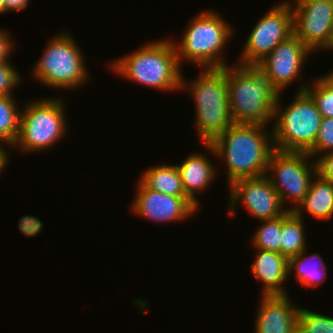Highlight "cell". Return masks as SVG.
<instances>
[{
    "label": "cell",
    "instance_id": "6da1fadb",
    "mask_svg": "<svg viewBox=\"0 0 333 333\" xmlns=\"http://www.w3.org/2000/svg\"><path fill=\"white\" fill-rule=\"evenodd\" d=\"M203 145L211 155L225 160L228 186L240 179L265 176L275 150L272 131L259 124H232L211 144Z\"/></svg>",
    "mask_w": 333,
    "mask_h": 333
},
{
    "label": "cell",
    "instance_id": "7a4b0ae2",
    "mask_svg": "<svg viewBox=\"0 0 333 333\" xmlns=\"http://www.w3.org/2000/svg\"><path fill=\"white\" fill-rule=\"evenodd\" d=\"M148 42L135 51L109 61L114 74L160 91H181L180 66L172 39Z\"/></svg>",
    "mask_w": 333,
    "mask_h": 333
},
{
    "label": "cell",
    "instance_id": "3957f363",
    "mask_svg": "<svg viewBox=\"0 0 333 333\" xmlns=\"http://www.w3.org/2000/svg\"><path fill=\"white\" fill-rule=\"evenodd\" d=\"M226 79L234 124L272 123L279 94L257 66L228 65Z\"/></svg>",
    "mask_w": 333,
    "mask_h": 333
},
{
    "label": "cell",
    "instance_id": "277c9868",
    "mask_svg": "<svg viewBox=\"0 0 333 333\" xmlns=\"http://www.w3.org/2000/svg\"><path fill=\"white\" fill-rule=\"evenodd\" d=\"M189 90L194 100L195 128L202 144H211L227 128L234 124L228 97L226 66L202 68L191 81L181 79V91Z\"/></svg>",
    "mask_w": 333,
    "mask_h": 333
},
{
    "label": "cell",
    "instance_id": "5b68a950",
    "mask_svg": "<svg viewBox=\"0 0 333 333\" xmlns=\"http://www.w3.org/2000/svg\"><path fill=\"white\" fill-rule=\"evenodd\" d=\"M218 13L208 9L196 14L183 31L181 41H173L180 66L185 60L199 68L228 66L223 49L231 41L235 29Z\"/></svg>",
    "mask_w": 333,
    "mask_h": 333
},
{
    "label": "cell",
    "instance_id": "8992f818",
    "mask_svg": "<svg viewBox=\"0 0 333 333\" xmlns=\"http://www.w3.org/2000/svg\"><path fill=\"white\" fill-rule=\"evenodd\" d=\"M307 84L298 86L296 96L287 107L281 105V93L278 95L271 127L276 150L307 152L316 141L323 117L305 91Z\"/></svg>",
    "mask_w": 333,
    "mask_h": 333
},
{
    "label": "cell",
    "instance_id": "52a82bcc",
    "mask_svg": "<svg viewBox=\"0 0 333 333\" xmlns=\"http://www.w3.org/2000/svg\"><path fill=\"white\" fill-rule=\"evenodd\" d=\"M76 41L70 32L54 34L44 47L41 58L33 65L32 79L57 90L72 91L84 86L90 76L85 55Z\"/></svg>",
    "mask_w": 333,
    "mask_h": 333
},
{
    "label": "cell",
    "instance_id": "ba28073f",
    "mask_svg": "<svg viewBox=\"0 0 333 333\" xmlns=\"http://www.w3.org/2000/svg\"><path fill=\"white\" fill-rule=\"evenodd\" d=\"M61 97L42 98L25 103L21 110L20 126L12 149L22 152H40L53 148L65 138L66 110Z\"/></svg>",
    "mask_w": 333,
    "mask_h": 333
},
{
    "label": "cell",
    "instance_id": "9c48e42d",
    "mask_svg": "<svg viewBox=\"0 0 333 333\" xmlns=\"http://www.w3.org/2000/svg\"><path fill=\"white\" fill-rule=\"evenodd\" d=\"M316 174V161L307 152L275 149L265 176L278 192L283 206L286 208V203L290 201L294 206H290L289 211H295L303 202Z\"/></svg>",
    "mask_w": 333,
    "mask_h": 333
},
{
    "label": "cell",
    "instance_id": "30bf717a",
    "mask_svg": "<svg viewBox=\"0 0 333 333\" xmlns=\"http://www.w3.org/2000/svg\"><path fill=\"white\" fill-rule=\"evenodd\" d=\"M294 34L293 9L284 1L270 8L254 25L237 64L256 66L280 42Z\"/></svg>",
    "mask_w": 333,
    "mask_h": 333
},
{
    "label": "cell",
    "instance_id": "8fae6325",
    "mask_svg": "<svg viewBox=\"0 0 333 333\" xmlns=\"http://www.w3.org/2000/svg\"><path fill=\"white\" fill-rule=\"evenodd\" d=\"M228 215H236L238 203L251 213V216L263 220H271L284 215L289 207L282 204L278 192L266 176L240 179L228 187Z\"/></svg>",
    "mask_w": 333,
    "mask_h": 333
},
{
    "label": "cell",
    "instance_id": "7c38bea8",
    "mask_svg": "<svg viewBox=\"0 0 333 333\" xmlns=\"http://www.w3.org/2000/svg\"><path fill=\"white\" fill-rule=\"evenodd\" d=\"M293 9L294 35L312 52L332 50L333 0H318Z\"/></svg>",
    "mask_w": 333,
    "mask_h": 333
},
{
    "label": "cell",
    "instance_id": "4fadbf2b",
    "mask_svg": "<svg viewBox=\"0 0 333 333\" xmlns=\"http://www.w3.org/2000/svg\"><path fill=\"white\" fill-rule=\"evenodd\" d=\"M311 53L313 52L293 34L280 42L256 66L278 94H282L288 85L298 79L303 64Z\"/></svg>",
    "mask_w": 333,
    "mask_h": 333
},
{
    "label": "cell",
    "instance_id": "5bb4252c",
    "mask_svg": "<svg viewBox=\"0 0 333 333\" xmlns=\"http://www.w3.org/2000/svg\"><path fill=\"white\" fill-rule=\"evenodd\" d=\"M136 195L131 203L135 216L155 223H175L191 218L198 207L188 197H176L147 188L139 179Z\"/></svg>",
    "mask_w": 333,
    "mask_h": 333
},
{
    "label": "cell",
    "instance_id": "9a60e30c",
    "mask_svg": "<svg viewBox=\"0 0 333 333\" xmlns=\"http://www.w3.org/2000/svg\"><path fill=\"white\" fill-rule=\"evenodd\" d=\"M253 333H297L299 308L287 295H261Z\"/></svg>",
    "mask_w": 333,
    "mask_h": 333
},
{
    "label": "cell",
    "instance_id": "2e32d148",
    "mask_svg": "<svg viewBox=\"0 0 333 333\" xmlns=\"http://www.w3.org/2000/svg\"><path fill=\"white\" fill-rule=\"evenodd\" d=\"M257 254L250 272L263 285L260 295H287L282 284L288 274V258L278 252L255 249Z\"/></svg>",
    "mask_w": 333,
    "mask_h": 333
},
{
    "label": "cell",
    "instance_id": "e0dca14e",
    "mask_svg": "<svg viewBox=\"0 0 333 333\" xmlns=\"http://www.w3.org/2000/svg\"><path fill=\"white\" fill-rule=\"evenodd\" d=\"M186 196L199 208L197 193L205 192L217 178L214 163L204 153H191L182 163L176 164ZM216 177V178H215Z\"/></svg>",
    "mask_w": 333,
    "mask_h": 333
},
{
    "label": "cell",
    "instance_id": "ac0fdd59",
    "mask_svg": "<svg viewBox=\"0 0 333 333\" xmlns=\"http://www.w3.org/2000/svg\"><path fill=\"white\" fill-rule=\"evenodd\" d=\"M294 212L303 219V213H307L319 220H331L333 217V184L316 174L303 202Z\"/></svg>",
    "mask_w": 333,
    "mask_h": 333
},
{
    "label": "cell",
    "instance_id": "d6986e66",
    "mask_svg": "<svg viewBox=\"0 0 333 333\" xmlns=\"http://www.w3.org/2000/svg\"><path fill=\"white\" fill-rule=\"evenodd\" d=\"M306 251L288 258V274L295 271V278L301 286L315 289L326 281L328 267L320 253L308 255Z\"/></svg>",
    "mask_w": 333,
    "mask_h": 333
},
{
    "label": "cell",
    "instance_id": "ffe728a7",
    "mask_svg": "<svg viewBox=\"0 0 333 333\" xmlns=\"http://www.w3.org/2000/svg\"><path fill=\"white\" fill-rule=\"evenodd\" d=\"M139 180L150 190L176 197H187L176 164H159L146 169Z\"/></svg>",
    "mask_w": 333,
    "mask_h": 333
},
{
    "label": "cell",
    "instance_id": "44dd1931",
    "mask_svg": "<svg viewBox=\"0 0 333 333\" xmlns=\"http://www.w3.org/2000/svg\"><path fill=\"white\" fill-rule=\"evenodd\" d=\"M303 218L294 211L282 215V230L280 238V254L287 258L298 255L307 249Z\"/></svg>",
    "mask_w": 333,
    "mask_h": 333
},
{
    "label": "cell",
    "instance_id": "7402d4cb",
    "mask_svg": "<svg viewBox=\"0 0 333 333\" xmlns=\"http://www.w3.org/2000/svg\"><path fill=\"white\" fill-rule=\"evenodd\" d=\"M22 108L16 104L15 97L0 96V142L12 146L19 132Z\"/></svg>",
    "mask_w": 333,
    "mask_h": 333
},
{
    "label": "cell",
    "instance_id": "603a6c76",
    "mask_svg": "<svg viewBox=\"0 0 333 333\" xmlns=\"http://www.w3.org/2000/svg\"><path fill=\"white\" fill-rule=\"evenodd\" d=\"M306 85L305 91L314 100L323 118L333 117V71Z\"/></svg>",
    "mask_w": 333,
    "mask_h": 333
},
{
    "label": "cell",
    "instance_id": "cb8c5ba5",
    "mask_svg": "<svg viewBox=\"0 0 333 333\" xmlns=\"http://www.w3.org/2000/svg\"><path fill=\"white\" fill-rule=\"evenodd\" d=\"M262 223L252 237V248L280 253L282 216L271 220H263Z\"/></svg>",
    "mask_w": 333,
    "mask_h": 333
},
{
    "label": "cell",
    "instance_id": "d4e9b609",
    "mask_svg": "<svg viewBox=\"0 0 333 333\" xmlns=\"http://www.w3.org/2000/svg\"><path fill=\"white\" fill-rule=\"evenodd\" d=\"M297 333H333V317L300 307Z\"/></svg>",
    "mask_w": 333,
    "mask_h": 333
},
{
    "label": "cell",
    "instance_id": "484cf974",
    "mask_svg": "<svg viewBox=\"0 0 333 333\" xmlns=\"http://www.w3.org/2000/svg\"><path fill=\"white\" fill-rule=\"evenodd\" d=\"M327 152H333V117L322 118L316 141L307 151L314 159Z\"/></svg>",
    "mask_w": 333,
    "mask_h": 333
},
{
    "label": "cell",
    "instance_id": "4316f807",
    "mask_svg": "<svg viewBox=\"0 0 333 333\" xmlns=\"http://www.w3.org/2000/svg\"><path fill=\"white\" fill-rule=\"evenodd\" d=\"M22 74L10 61L0 63V96L14 95V88L22 83Z\"/></svg>",
    "mask_w": 333,
    "mask_h": 333
},
{
    "label": "cell",
    "instance_id": "83f0119b",
    "mask_svg": "<svg viewBox=\"0 0 333 333\" xmlns=\"http://www.w3.org/2000/svg\"><path fill=\"white\" fill-rule=\"evenodd\" d=\"M43 226V222L33 215L22 216L18 222L20 232L29 237L38 235L43 230Z\"/></svg>",
    "mask_w": 333,
    "mask_h": 333
},
{
    "label": "cell",
    "instance_id": "f1b7e54d",
    "mask_svg": "<svg viewBox=\"0 0 333 333\" xmlns=\"http://www.w3.org/2000/svg\"><path fill=\"white\" fill-rule=\"evenodd\" d=\"M317 174L333 184V152H327L316 157Z\"/></svg>",
    "mask_w": 333,
    "mask_h": 333
},
{
    "label": "cell",
    "instance_id": "f546056e",
    "mask_svg": "<svg viewBox=\"0 0 333 333\" xmlns=\"http://www.w3.org/2000/svg\"><path fill=\"white\" fill-rule=\"evenodd\" d=\"M14 41L8 31L0 28V63L10 61V54L15 49Z\"/></svg>",
    "mask_w": 333,
    "mask_h": 333
},
{
    "label": "cell",
    "instance_id": "4dcf8cb0",
    "mask_svg": "<svg viewBox=\"0 0 333 333\" xmlns=\"http://www.w3.org/2000/svg\"><path fill=\"white\" fill-rule=\"evenodd\" d=\"M30 0H4L5 13L13 11H22L29 5Z\"/></svg>",
    "mask_w": 333,
    "mask_h": 333
},
{
    "label": "cell",
    "instance_id": "1f68e13d",
    "mask_svg": "<svg viewBox=\"0 0 333 333\" xmlns=\"http://www.w3.org/2000/svg\"><path fill=\"white\" fill-rule=\"evenodd\" d=\"M2 145H5V144H0V173L5 170L4 168H6L8 165V163H10L9 161V153L7 152L9 149V147L11 146H8V145H5L6 148H4V146ZM8 146V147H7Z\"/></svg>",
    "mask_w": 333,
    "mask_h": 333
},
{
    "label": "cell",
    "instance_id": "d6a6232c",
    "mask_svg": "<svg viewBox=\"0 0 333 333\" xmlns=\"http://www.w3.org/2000/svg\"><path fill=\"white\" fill-rule=\"evenodd\" d=\"M312 1H318V0H294V1H284L287 5H289L290 7H299L303 4L312 2Z\"/></svg>",
    "mask_w": 333,
    "mask_h": 333
},
{
    "label": "cell",
    "instance_id": "836d02e7",
    "mask_svg": "<svg viewBox=\"0 0 333 333\" xmlns=\"http://www.w3.org/2000/svg\"><path fill=\"white\" fill-rule=\"evenodd\" d=\"M0 14H5V3H4V0H0Z\"/></svg>",
    "mask_w": 333,
    "mask_h": 333
},
{
    "label": "cell",
    "instance_id": "e575fe53",
    "mask_svg": "<svg viewBox=\"0 0 333 333\" xmlns=\"http://www.w3.org/2000/svg\"><path fill=\"white\" fill-rule=\"evenodd\" d=\"M332 50H333V32H332Z\"/></svg>",
    "mask_w": 333,
    "mask_h": 333
}]
</instances>
